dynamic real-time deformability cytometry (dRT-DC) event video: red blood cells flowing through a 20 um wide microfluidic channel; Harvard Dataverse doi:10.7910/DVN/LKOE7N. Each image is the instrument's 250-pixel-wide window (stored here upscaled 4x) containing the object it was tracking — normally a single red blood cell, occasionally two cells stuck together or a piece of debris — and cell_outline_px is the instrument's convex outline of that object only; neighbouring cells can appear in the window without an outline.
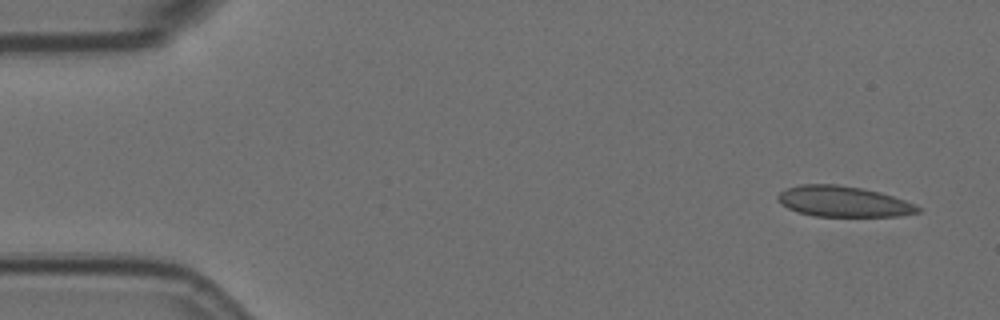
{"species": "Egyptian fruit bat (a non-hibernating species)", "species_latin": "Rousettus aegyptiacus", "temperature_condition": "room temperature", "stored_images_in_passage": 4, "segment_of_instrument_passage": [1, 2], "camera_frame_rate_fps": 3000, "um_per_image_px": 0.085, "animal": {"sex": "female"}, "frame": {"image": 1, "passage_image": 1, "time_ms": 0.0, "image_size_px": [1000, 320], "cell_outline_px": [[920, 212], [900, 216], [812, 216], [796, 212], [780, 204], [776, 196], [780, 192], [788, 188], [800, 184], [836, 184], [860, 188], [880, 192], [916, 204], [920, 208]], "centroid_in_image_um": [71.66, 17.13], "position_along_channel_um": 13.3, "area_um2": 25.09}}
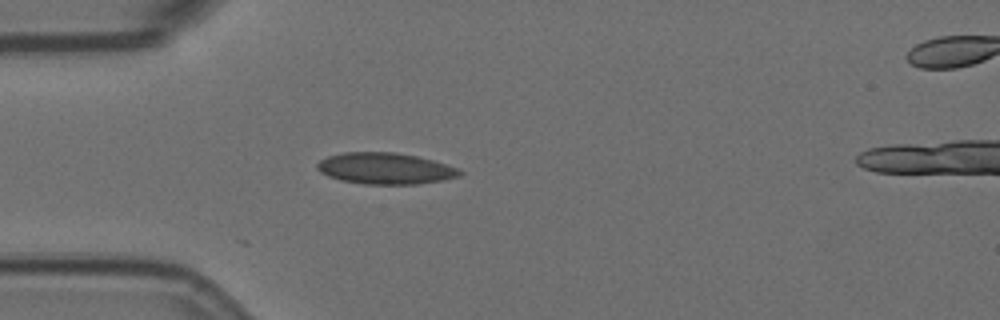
{"frame": {"image": 2, "passage_image": 3, "time_ms": 0.667, "image_size_px": [1000, 320], "cell_outline_px": [[464, 172], [460, 176], [444, 180], [416, 184], [364, 184], [340, 180], [328, 176], [320, 172], [316, 168], [316, 164], [320, 160], [328, 156], [344, 152], [396, 152], [416, 156], [432, 160], [456, 168]], "centroid_in_image_um": [32.72, 14.32], "position_along_channel_um": 52.3, "area_um2": 26.01}}